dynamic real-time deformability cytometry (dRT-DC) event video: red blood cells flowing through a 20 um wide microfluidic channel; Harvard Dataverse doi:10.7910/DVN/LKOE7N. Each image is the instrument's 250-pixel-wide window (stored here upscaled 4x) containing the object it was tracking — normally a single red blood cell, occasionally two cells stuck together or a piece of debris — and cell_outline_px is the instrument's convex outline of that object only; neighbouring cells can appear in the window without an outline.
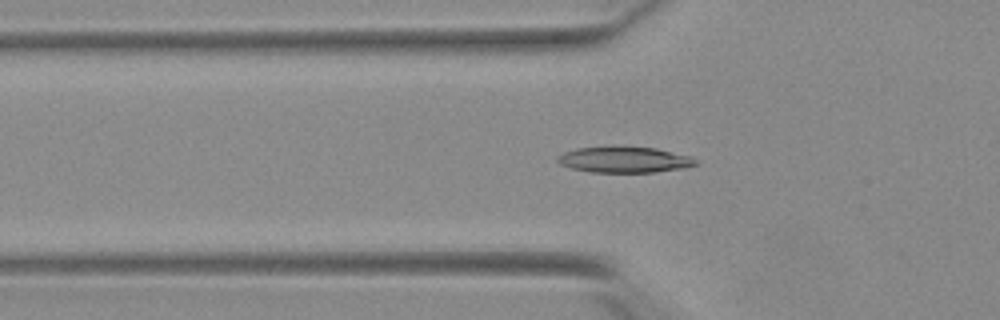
{"species": "Egyptian fruit bat (a non-hibernating species)", "species_latin": "Rousettus aegyptiacus", "temperature_condition": "warm", "stored_images_in_passage": 50, "camera_frame_rate_fps": 3000, "um_per_image_px": 0.085, "animal": {"sex": "female"}, "frame": {"image": 1, "passage_image": 15, "time_ms": 4.667, "image_size_px": [1000, 320], "cell_outline_px": [[700, 164], [684, 168], [652, 172], [592, 172], [572, 168], [560, 164], [556, 160], [564, 152], [576, 148], [656, 148], [692, 156]], "centroid_in_image_um": [53.14, 13.59], "position_along_channel_um": 72.7, "area_um2": 20.35}}
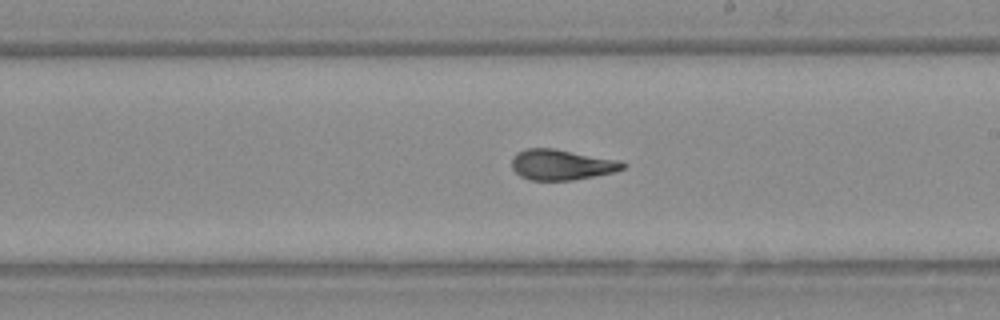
{"frame": {"image": 2, "passage_image": 28, "time_ms": 9.0, "image_size_px": [1000, 320], "cell_outline_px": [[628, 164], [624, 168], [612, 172], [572, 180], [528, 180], [520, 176], [512, 168], [512, 160], [516, 152], [528, 148], [552, 148], [620, 160]], "centroid_in_image_um": [47.72, 13.99], "position_along_channel_um": 241.3, "area_um2": 19.65}}
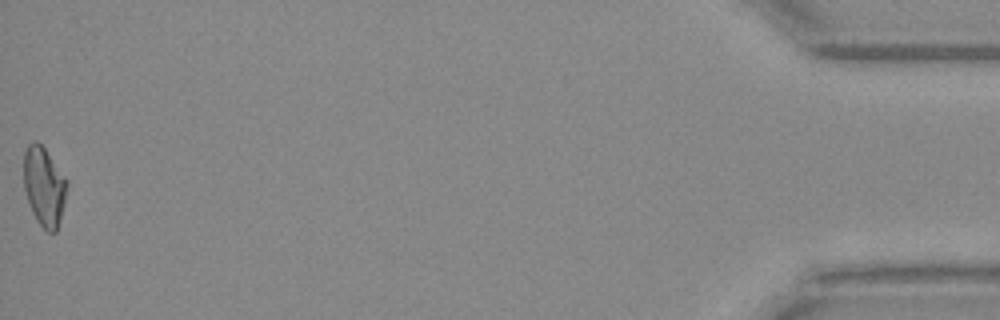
{"frame": {"image": 3, "passage_image": 50, "time_ms": 16.333, "image_size_px": [1000, 320], "cell_outline_px": [[68, 184], [64, 204], [56, 232], [48, 232], [36, 220], [32, 212], [24, 188], [24, 152], [28, 144], [32, 140], [36, 140], [44, 148], [68, 180]], "centroid_in_image_um": [3.75, 15.83], "position_along_channel_um": 431.5, "area_um2": 19.83}, "authors_computed_cell_mechanics": {"area_um2": 20.0855, "velocity_mm_per_s": 3.8816, "shape_relaxation_time_tau1_ms": 9.8078, "shape_relaxation_time_tau2_ms": 0.9538, "deformation_change_tau1": 0.2696, "deformation_change_tau2": 0.0751}}